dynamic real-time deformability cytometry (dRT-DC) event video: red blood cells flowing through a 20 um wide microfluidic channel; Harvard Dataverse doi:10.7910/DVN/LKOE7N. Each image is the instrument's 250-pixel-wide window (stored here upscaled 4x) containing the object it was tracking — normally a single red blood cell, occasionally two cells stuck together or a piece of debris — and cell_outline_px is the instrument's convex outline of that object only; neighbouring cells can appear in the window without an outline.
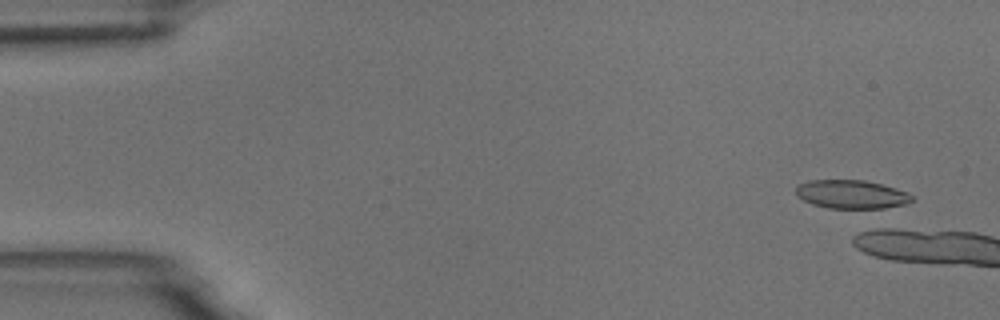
{"species": "common noctule bat (a hibernating species)", "species_latin": "Nyctalus noctula", "temperature_condition": "room temperature", "stored_images_in_passage": 6, "camera_frame_rate_fps": 3000, "um_per_image_px": 0.085, "animal": {"sex": "male", "body_mass_g": 18.8}, "frame": {"image": 1, "passage_image": 1, "time_ms": 0.0, "image_size_px": [1000, 320], "cell_outline_px": [[912, 200], [904, 204], [876, 212], [828, 208], [812, 204], [796, 196], [796, 188], [800, 184], [812, 180], [864, 180], [880, 184], [904, 192], [912, 196]], "centroid_in_image_um": [72.38, 16.58], "position_along_channel_um": 12.6, "area_um2": 19.88}}